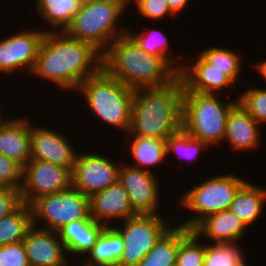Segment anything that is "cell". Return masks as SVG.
Instances as JSON below:
<instances>
[{
	"instance_id": "cell-1",
	"label": "cell",
	"mask_w": 266,
	"mask_h": 266,
	"mask_svg": "<svg viewBox=\"0 0 266 266\" xmlns=\"http://www.w3.org/2000/svg\"><path fill=\"white\" fill-rule=\"evenodd\" d=\"M54 31L45 33L31 73L63 89L77 90L86 78L101 70L102 53L90 43Z\"/></svg>"
},
{
	"instance_id": "cell-2",
	"label": "cell",
	"mask_w": 266,
	"mask_h": 266,
	"mask_svg": "<svg viewBox=\"0 0 266 266\" xmlns=\"http://www.w3.org/2000/svg\"><path fill=\"white\" fill-rule=\"evenodd\" d=\"M183 84L179 75L163 86L134 90L128 132L166 140L182 128Z\"/></svg>"
},
{
	"instance_id": "cell-3",
	"label": "cell",
	"mask_w": 266,
	"mask_h": 266,
	"mask_svg": "<svg viewBox=\"0 0 266 266\" xmlns=\"http://www.w3.org/2000/svg\"><path fill=\"white\" fill-rule=\"evenodd\" d=\"M106 48L102 52L101 69L134 90L171 83L182 67H173L164 58L146 53L128 34Z\"/></svg>"
},
{
	"instance_id": "cell-4",
	"label": "cell",
	"mask_w": 266,
	"mask_h": 266,
	"mask_svg": "<svg viewBox=\"0 0 266 266\" xmlns=\"http://www.w3.org/2000/svg\"><path fill=\"white\" fill-rule=\"evenodd\" d=\"M90 109L104 122L128 132L134 89L107 75L102 69L78 87Z\"/></svg>"
},
{
	"instance_id": "cell-5",
	"label": "cell",
	"mask_w": 266,
	"mask_h": 266,
	"mask_svg": "<svg viewBox=\"0 0 266 266\" xmlns=\"http://www.w3.org/2000/svg\"><path fill=\"white\" fill-rule=\"evenodd\" d=\"M128 2L129 0H101L81 6L64 33L70 38L92 44L102 53L105 46L127 34L124 29H116L115 24Z\"/></svg>"
},
{
	"instance_id": "cell-6",
	"label": "cell",
	"mask_w": 266,
	"mask_h": 266,
	"mask_svg": "<svg viewBox=\"0 0 266 266\" xmlns=\"http://www.w3.org/2000/svg\"><path fill=\"white\" fill-rule=\"evenodd\" d=\"M238 103H222L216 94L183 92L182 128L208 146L223 140L226 119Z\"/></svg>"
},
{
	"instance_id": "cell-7",
	"label": "cell",
	"mask_w": 266,
	"mask_h": 266,
	"mask_svg": "<svg viewBox=\"0 0 266 266\" xmlns=\"http://www.w3.org/2000/svg\"><path fill=\"white\" fill-rule=\"evenodd\" d=\"M245 182L242 178L228 174L211 177L194 186L190 191L184 193L179 203L195 213L198 212V215L181 225L192 230L208 215L229 209L236 192Z\"/></svg>"
},
{
	"instance_id": "cell-8",
	"label": "cell",
	"mask_w": 266,
	"mask_h": 266,
	"mask_svg": "<svg viewBox=\"0 0 266 266\" xmlns=\"http://www.w3.org/2000/svg\"><path fill=\"white\" fill-rule=\"evenodd\" d=\"M112 227L124 242V251L117 266H137L170 228L159 214H137L127 218L123 228Z\"/></svg>"
},
{
	"instance_id": "cell-9",
	"label": "cell",
	"mask_w": 266,
	"mask_h": 266,
	"mask_svg": "<svg viewBox=\"0 0 266 266\" xmlns=\"http://www.w3.org/2000/svg\"><path fill=\"white\" fill-rule=\"evenodd\" d=\"M33 226L38 218L45 220L42 229L58 231L67 223L80 219H91L89 197L81 191L70 188L64 192L49 194L36 199L31 205Z\"/></svg>"
},
{
	"instance_id": "cell-10",
	"label": "cell",
	"mask_w": 266,
	"mask_h": 266,
	"mask_svg": "<svg viewBox=\"0 0 266 266\" xmlns=\"http://www.w3.org/2000/svg\"><path fill=\"white\" fill-rule=\"evenodd\" d=\"M72 187L71 170L47 161L30 159L23 167L20 196L31 205L36 199Z\"/></svg>"
},
{
	"instance_id": "cell-11",
	"label": "cell",
	"mask_w": 266,
	"mask_h": 266,
	"mask_svg": "<svg viewBox=\"0 0 266 266\" xmlns=\"http://www.w3.org/2000/svg\"><path fill=\"white\" fill-rule=\"evenodd\" d=\"M120 167L97 153L79 154L71 171L72 188L89 197L117 182Z\"/></svg>"
},
{
	"instance_id": "cell-12",
	"label": "cell",
	"mask_w": 266,
	"mask_h": 266,
	"mask_svg": "<svg viewBox=\"0 0 266 266\" xmlns=\"http://www.w3.org/2000/svg\"><path fill=\"white\" fill-rule=\"evenodd\" d=\"M118 181L127 191L130 204L136 214L158 215L157 201H159L160 192H158L157 179L150 169L122 166Z\"/></svg>"
},
{
	"instance_id": "cell-13",
	"label": "cell",
	"mask_w": 266,
	"mask_h": 266,
	"mask_svg": "<svg viewBox=\"0 0 266 266\" xmlns=\"http://www.w3.org/2000/svg\"><path fill=\"white\" fill-rule=\"evenodd\" d=\"M47 31H24L0 40V72L25 68L32 71L42 39Z\"/></svg>"
},
{
	"instance_id": "cell-14",
	"label": "cell",
	"mask_w": 266,
	"mask_h": 266,
	"mask_svg": "<svg viewBox=\"0 0 266 266\" xmlns=\"http://www.w3.org/2000/svg\"><path fill=\"white\" fill-rule=\"evenodd\" d=\"M56 130L31 127V159L47 161L72 171L78 154Z\"/></svg>"
},
{
	"instance_id": "cell-15",
	"label": "cell",
	"mask_w": 266,
	"mask_h": 266,
	"mask_svg": "<svg viewBox=\"0 0 266 266\" xmlns=\"http://www.w3.org/2000/svg\"><path fill=\"white\" fill-rule=\"evenodd\" d=\"M22 242L30 266H69L65 246L56 231L32 226Z\"/></svg>"
},
{
	"instance_id": "cell-16",
	"label": "cell",
	"mask_w": 266,
	"mask_h": 266,
	"mask_svg": "<svg viewBox=\"0 0 266 266\" xmlns=\"http://www.w3.org/2000/svg\"><path fill=\"white\" fill-rule=\"evenodd\" d=\"M90 217L100 223H108L102 219H124L134 217V212L127 191L117 181L105 190L93 193L89 196Z\"/></svg>"
},
{
	"instance_id": "cell-17",
	"label": "cell",
	"mask_w": 266,
	"mask_h": 266,
	"mask_svg": "<svg viewBox=\"0 0 266 266\" xmlns=\"http://www.w3.org/2000/svg\"><path fill=\"white\" fill-rule=\"evenodd\" d=\"M178 75L184 92L216 94L219 89L234 85L223 72L215 69L200 54L196 63L189 68L182 66Z\"/></svg>"
},
{
	"instance_id": "cell-18",
	"label": "cell",
	"mask_w": 266,
	"mask_h": 266,
	"mask_svg": "<svg viewBox=\"0 0 266 266\" xmlns=\"http://www.w3.org/2000/svg\"><path fill=\"white\" fill-rule=\"evenodd\" d=\"M31 126L26 119H9L0 123V154L22 167L31 159Z\"/></svg>"
},
{
	"instance_id": "cell-19",
	"label": "cell",
	"mask_w": 266,
	"mask_h": 266,
	"mask_svg": "<svg viewBox=\"0 0 266 266\" xmlns=\"http://www.w3.org/2000/svg\"><path fill=\"white\" fill-rule=\"evenodd\" d=\"M247 226L230 209L208 215L192 231L199 237L205 235L215 243L236 241L243 236Z\"/></svg>"
},
{
	"instance_id": "cell-20",
	"label": "cell",
	"mask_w": 266,
	"mask_h": 266,
	"mask_svg": "<svg viewBox=\"0 0 266 266\" xmlns=\"http://www.w3.org/2000/svg\"><path fill=\"white\" fill-rule=\"evenodd\" d=\"M258 122L237 103L228 113L224 139L230 142L232 150H251L259 140Z\"/></svg>"
},
{
	"instance_id": "cell-21",
	"label": "cell",
	"mask_w": 266,
	"mask_h": 266,
	"mask_svg": "<svg viewBox=\"0 0 266 266\" xmlns=\"http://www.w3.org/2000/svg\"><path fill=\"white\" fill-rule=\"evenodd\" d=\"M106 226L92 218L80 219L65 224L57 233L68 253L87 255Z\"/></svg>"
},
{
	"instance_id": "cell-22",
	"label": "cell",
	"mask_w": 266,
	"mask_h": 266,
	"mask_svg": "<svg viewBox=\"0 0 266 266\" xmlns=\"http://www.w3.org/2000/svg\"><path fill=\"white\" fill-rule=\"evenodd\" d=\"M191 231L182 225L170 227L137 266H175L179 243Z\"/></svg>"
},
{
	"instance_id": "cell-23",
	"label": "cell",
	"mask_w": 266,
	"mask_h": 266,
	"mask_svg": "<svg viewBox=\"0 0 266 266\" xmlns=\"http://www.w3.org/2000/svg\"><path fill=\"white\" fill-rule=\"evenodd\" d=\"M123 251L124 242L121 235L112 225H107L88 252L90 257L84 266H117Z\"/></svg>"
},
{
	"instance_id": "cell-24",
	"label": "cell",
	"mask_w": 266,
	"mask_h": 266,
	"mask_svg": "<svg viewBox=\"0 0 266 266\" xmlns=\"http://www.w3.org/2000/svg\"><path fill=\"white\" fill-rule=\"evenodd\" d=\"M265 202L266 190L247 181L236 192L229 209L248 227L259 218Z\"/></svg>"
},
{
	"instance_id": "cell-25",
	"label": "cell",
	"mask_w": 266,
	"mask_h": 266,
	"mask_svg": "<svg viewBox=\"0 0 266 266\" xmlns=\"http://www.w3.org/2000/svg\"><path fill=\"white\" fill-rule=\"evenodd\" d=\"M32 226L31 206L22 202L13 212L0 219V246L22 242Z\"/></svg>"
},
{
	"instance_id": "cell-26",
	"label": "cell",
	"mask_w": 266,
	"mask_h": 266,
	"mask_svg": "<svg viewBox=\"0 0 266 266\" xmlns=\"http://www.w3.org/2000/svg\"><path fill=\"white\" fill-rule=\"evenodd\" d=\"M36 3L39 15L50 26H61V32L65 31L81 8L78 0H38Z\"/></svg>"
},
{
	"instance_id": "cell-27",
	"label": "cell",
	"mask_w": 266,
	"mask_h": 266,
	"mask_svg": "<svg viewBox=\"0 0 266 266\" xmlns=\"http://www.w3.org/2000/svg\"><path fill=\"white\" fill-rule=\"evenodd\" d=\"M131 154L134 157L136 165L132 167L142 170H148L149 166H156L166 158V140L152 138L147 136H134L132 140Z\"/></svg>"
},
{
	"instance_id": "cell-28",
	"label": "cell",
	"mask_w": 266,
	"mask_h": 266,
	"mask_svg": "<svg viewBox=\"0 0 266 266\" xmlns=\"http://www.w3.org/2000/svg\"><path fill=\"white\" fill-rule=\"evenodd\" d=\"M200 55L215 69L223 72L233 83L242 71L240 57L231 50L214 46L201 51Z\"/></svg>"
},
{
	"instance_id": "cell-29",
	"label": "cell",
	"mask_w": 266,
	"mask_h": 266,
	"mask_svg": "<svg viewBox=\"0 0 266 266\" xmlns=\"http://www.w3.org/2000/svg\"><path fill=\"white\" fill-rule=\"evenodd\" d=\"M236 244L235 242L205 244L203 266H237L245 259L244 253Z\"/></svg>"
},
{
	"instance_id": "cell-30",
	"label": "cell",
	"mask_w": 266,
	"mask_h": 266,
	"mask_svg": "<svg viewBox=\"0 0 266 266\" xmlns=\"http://www.w3.org/2000/svg\"><path fill=\"white\" fill-rule=\"evenodd\" d=\"M148 34H133L127 31V34L137 43V45L146 53L164 58L171 66H174V62L178 60L171 58L168 50V41L166 36L159 30H147ZM160 32V33H159ZM156 33V34H155ZM169 57V58H168Z\"/></svg>"
},
{
	"instance_id": "cell-31",
	"label": "cell",
	"mask_w": 266,
	"mask_h": 266,
	"mask_svg": "<svg viewBox=\"0 0 266 266\" xmlns=\"http://www.w3.org/2000/svg\"><path fill=\"white\" fill-rule=\"evenodd\" d=\"M207 146L205 142L190 136L183 128L166 139L167 154L173 151L183 158L196 157L200 149H205Z\"/></svg>"
},
{
	"instance_id": "cell-32",
	"label": "cell",
	"mask_w": 266,
	"mask_h": 266,
	"mask_svg": "<svg viewBox=\"0 0 266 266\" xmlns=\"http://www.w3.org/2000/svg\"><path fill=\"white\" fill-rule=\"evenodd\" d=\"M198 237L191 231L180 243L177 253V266H203L205 245H201Z\"/></svg>"
},
{
	"instance_id": "cell-33",
	"label": "cell",
	"mask_w": 266,
	"mask_h": 266,
	"mask_svg": "<svg viewBox=\"0 0 266 266\" xmlns=\"http://www.w3.org/2000/svg\"><path fill=\"white\" fill-rule=\"evenodd\" d=\"M237 101L259 124L266 123V89L250 88Z\"/></svg>"
},
{
	"instance_id": "cell-34",
	"label": "cell",
	"mask_w": 266,
	"mask_h": 266,
	"mask_svg": "<svg viewBox=\"0 0 266 266\" xmlns=\"http://www.w3.org/2000/svg\"><path fill=\"white\" fill-rule=\"evenodd\" d=\"M23 167L15 160L0 154V188L20 190Z\"/></svg>"
},
{
	"instance_id": "cell-35",
	"label": "cell",
	"mask_w": 266,
	"mask_h": 266,
	"mask_svg": "<svg viewBox=\"0 0 266 266\" xmlns=\"http://www.w3.org/2000/svg\"><path fill=\"white\" fill-rule=\"evenodd\" d=\"M0 266H30L24 243L0 246Z\"/></svg>"
},
{
	"instance_id": "cell-36",
	"label": "cell",
	"mask_w": 266,
	"mask_h": 266,
	"mask_svg": "<svg viewBox=\"0 0 266 266\" xmlns=\"http://www.w3.org/2000/svg\"><path fill=\"white\" fill-rule=\"evenodd\" d=\"M130 1V0H129ZM137 12L141 15L153 19H161L168 14L174 16L167 0H135Z\"/></svg>"
},
{
	"instance_id": "cell-37",
	"label": "cell",
	"mask_w": 266,
	"mask_h": 266,
	"mask_svg": "<svg viewBox=\"0 0 266 266\" xmlns=\"http://www.w3.org/2000/svg\"><path fill=\"white\" fill-rule=\"evenodd\" d=\"M21 203L20 190L0 188V219L13 212Z\"/></svg>"
},
{
	"instance_id": "cell-38",
	"label": "cell",
	"mask_w": 266,
	"mask_h": 266,
	"mask_svg": "<svg viewBox=\"0 0 266 266\" xmlns=\"http://www.w3.org/2000/svg\"><path fill=\"white\" fill-rule=\"evenodd\" d=\"M170 6L171 11L175 14L178 15L179 11H183L185 6H187V2L189 0H167Z\"/></svg>"
},
{
	"instance_id": "cell-39",
	"label": "cell",
	"mask_w": 266,
	"mask_h": 266,
	"mask_svg": "<svg viewBox=\"0 0 266 266\" xmlns=\"http://www.w3.org/2000/svg\"><path fill=\"white\" fill-rule=\"evenodd\" d=\"M256 68L258 69L259 73L264 77V79L266 80V59L265 61H262L260 64H258L256 66Z\"/></svg>"
},
{
	"instance_id": "cell-40",
	"label": "cell",
	"mask_w": 266,
	"mask_h": 266,
	"mask_svg": "<svg viewBox=\"0 0 266 266\" xmlns=\"http://www.w3.org/2000/svg\"><path fill=\"white\" fill-rule=\"evenodd\" d=\"M81 4V6L93 4L95 2L101 1V0H78Z\"/></svg>"
},
{
	"instance_id": "cell-41",
	"label": "cell",
	"mask_w": 266,
	"mask_h": 266,
	"mask_svg": "<svg viewBox=\"0 0 266 266\" xmlns=\"http://www.w3.org/2000/svg\"><path fill=\"white\" fill-rule=\"evenodd\" d=\"M237 266H247L246 264H245V260H243L240 264H238Z\"/></svg>"
},
{
	"instance_id": "cell-42",
	"label": "cell",
	"mask_w": 266,
	"mask_h": 266,
	"mask_svg": "<svg viewBox=\"0 0 266 266\" xmlns=\"http://www.w3.org/2000/svg\"><path fill=\"white\" fill-rule=\"evenodd\" d=\"M1 114H2V112H0V117H1ZM2 121H3V119L0 118V123H1Z\"/></svg>"
}]
</instances>
